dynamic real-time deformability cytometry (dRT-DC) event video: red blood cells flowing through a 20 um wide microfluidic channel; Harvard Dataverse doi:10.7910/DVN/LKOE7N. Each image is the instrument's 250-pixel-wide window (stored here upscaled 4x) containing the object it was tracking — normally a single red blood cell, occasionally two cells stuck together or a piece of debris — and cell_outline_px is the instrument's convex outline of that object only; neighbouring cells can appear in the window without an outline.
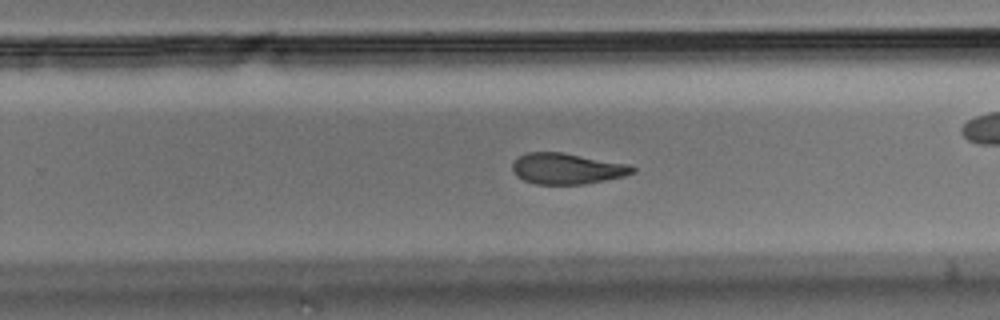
{"species": "Egyptian fruit bat (a non-hibernating species)", "species_latin": "Rousettus aegyptiacus", "temperature_condition": "room temperature", "stored_images_in_passage": 32, "camera_frame_rate_fps": 3000, "um_per_image_px": 0.085, "animal": {"sex": "male"}, "frame": {"image": 1, "passage_image": 23, "time_ms": 7.333, "image_size_px": [1000, 320], "cell_outline_px": [[636, 172], [624, 176], [584, 184], [536, 184], [524, 180], [516, 176], [512, 172], [512, 160], [528, 152], [560, 152], [628, 164], [636, 168]], "centroid_in_image_um": [48.16, 14.33], "position_along_channel_um": 281.6, "area_um2": 21.62}}